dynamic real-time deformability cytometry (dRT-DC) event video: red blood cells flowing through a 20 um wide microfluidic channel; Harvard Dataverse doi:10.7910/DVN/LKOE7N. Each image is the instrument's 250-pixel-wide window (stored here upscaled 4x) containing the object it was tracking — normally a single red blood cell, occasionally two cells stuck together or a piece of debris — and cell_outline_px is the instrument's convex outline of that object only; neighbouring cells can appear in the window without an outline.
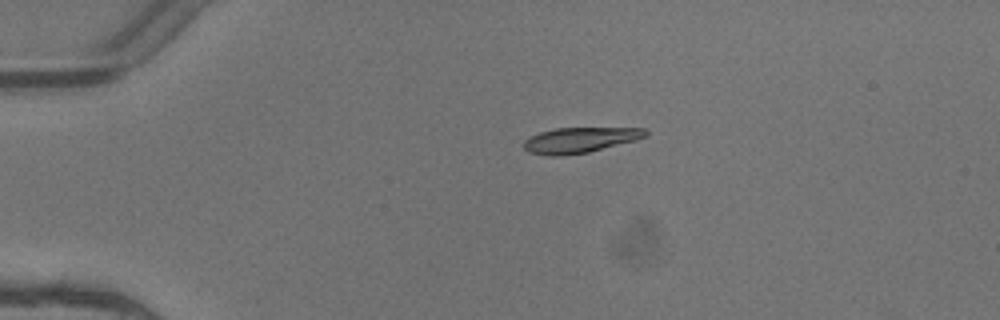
{"species": "common noctule bat (a hibernating species)", "species_latin": "Nyctalus noctula", "temperature_condition": "warm", "stored_images_in_passage": 3, "camera_frame_rate_fps": 3000, "um_per_image_px": 0.085, "animal": {"sex": "female"}, "frame": {"image": 1, "passage_image": 3, "time_ms": 0.667, "image_size_px": [1000, 320], "cell_outline_px": [[648, 132], [644, 136], [636, 140], [588, 152], [560, 156], [548, 156], [528, 152], [524, 148], [524, 140], [540, 132], [556, 128], [644, 128]], "centroid_in_image_um": [49.26, 11.91], "position_along_channel_um": 35.7, "area_um2": 17.86}}